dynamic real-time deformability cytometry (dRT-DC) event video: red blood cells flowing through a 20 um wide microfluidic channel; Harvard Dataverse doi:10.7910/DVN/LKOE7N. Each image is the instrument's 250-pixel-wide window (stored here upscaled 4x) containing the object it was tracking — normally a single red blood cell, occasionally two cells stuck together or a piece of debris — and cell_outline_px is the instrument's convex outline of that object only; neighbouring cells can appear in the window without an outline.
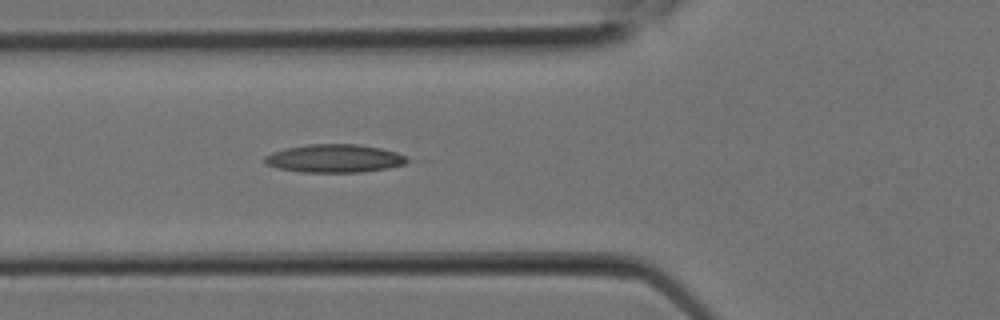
{"species": "Egyptian fruit bat (a non-hibernating species)", "species_latin": "Rousettus aegyptiacus", "temperature_condition": "room temperature", "stored_images_in_passage": 7, "camera_frame_rate_fps": 3000, "um_per_image_px": 0.085, "animal": {"sex": "female"}, "frame": {"image": 1, "passage_image": 7, "time_ms": 2.0, "image_size_px": [1000, 320], "cell_outline_px": [[412, 160], [404, 164], [388, 168], [364, 172], [300, 172], [276, 168], [264, 164], [264, 156], [272, 152], [288, 148], [308, 144], [360, 144], [380, 148], [396, 152]], "centroid_in_image_um": [28.42, 13.47], "position_along_channel_um": 97.4, "area_um2": 23.52}}